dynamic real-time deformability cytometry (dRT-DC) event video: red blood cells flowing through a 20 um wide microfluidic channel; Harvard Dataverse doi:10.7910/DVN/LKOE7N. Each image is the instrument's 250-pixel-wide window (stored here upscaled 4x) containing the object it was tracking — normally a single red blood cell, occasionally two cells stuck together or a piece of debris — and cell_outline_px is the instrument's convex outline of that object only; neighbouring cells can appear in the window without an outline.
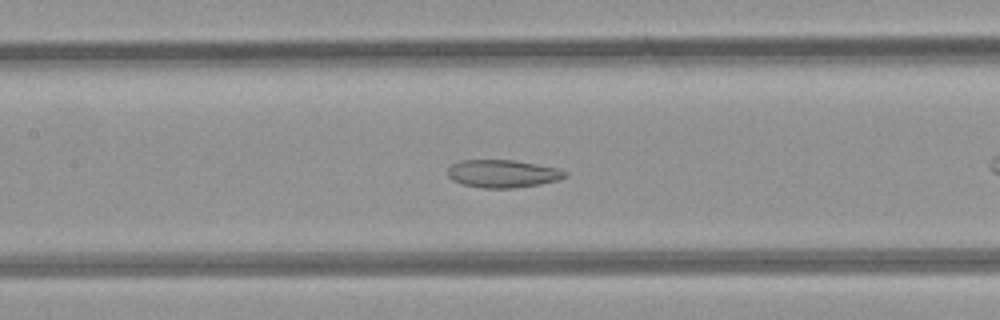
{"species": "common noctule bat (a hibernating species)", "species_latin": "Nyctalus noctula", "temperature_condition": "room temperature", "stored_images_in_passage": 38, "camera_frame_rate_fps": 3000, "um_per_image_px": 0.085, "animal": {"sex": "female", "body_mass_g": 21.9}, "frame": {"image": 1, "passage_image": 11, "time_ms": 3.333, "image_size_px": [1000, 320], "cell_outline_px": [[568, 176], [556, 180], [540, 184], [512, 188], [484, 188], [464, 184], [452, 180], [448, 176], [448, 168], [452, 164], [460, 160], [512, 160], [560, 168], [568, 172]], "centroid_in_image_um": [42.75, 14.75], "position_along_channel_um": 164.7, "area_um2": 18.96}}
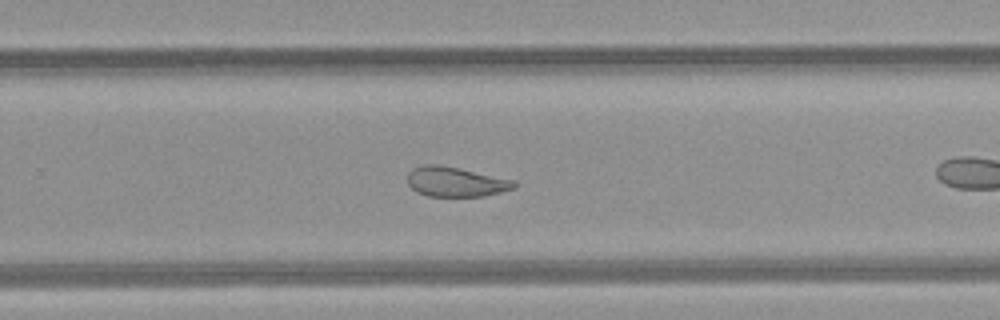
{"frame": {"image": 2, "passage_image": 20, "time_ms": 6.333, "image_size_px": [1000, 320], "cell_outline_px": [[516, 188], [484, 196], [428, 196], [416, 192], [408, 184], [408, 172], [412, 168], [424, 164], [436, 164], [460, 168], [516, 180]], "centroid_in_image_um": [38.74, 15.44], "position_along_channel_um": 291.1, "area_um2": 18.67}}
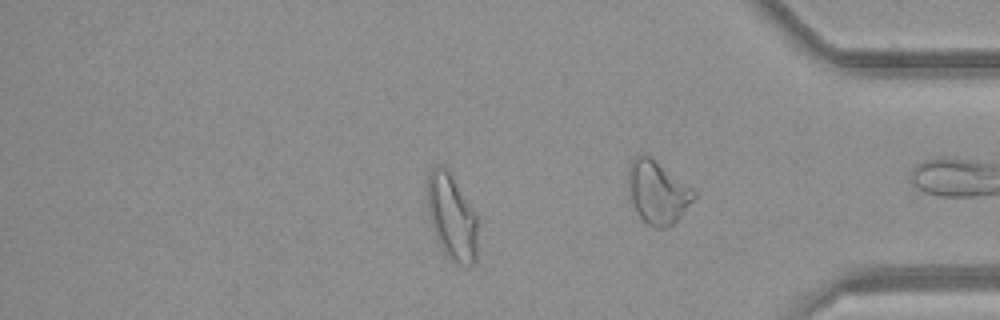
{"frame": {"image": 3, "passage_image": 30, "time_ms": 9.667, "image_size_px": [1000, 320], "cell_outline_px": [[476, 260], [468, 268], [452, 260], [448, 256], [440, 244], [436, 236], [428, 212], [428, 172], [436, 164], [444, 164], [476, 216]], "centroid_in_image_um": [38.39, 18.44], "position_along_channel_um": 396.8, "area_um2": 24.45}, "authors_computed_cell_mechanics": {"area_um2": 20.6924, "velocity_mm_per_s": 4.2361, "shape_relaxation_time_tau1_ms": null, "shape_relaxation_time_tau2_ms": 3.8946, "deformation_change_tau1": null, "deformation_change_tau2": 0.0995}}